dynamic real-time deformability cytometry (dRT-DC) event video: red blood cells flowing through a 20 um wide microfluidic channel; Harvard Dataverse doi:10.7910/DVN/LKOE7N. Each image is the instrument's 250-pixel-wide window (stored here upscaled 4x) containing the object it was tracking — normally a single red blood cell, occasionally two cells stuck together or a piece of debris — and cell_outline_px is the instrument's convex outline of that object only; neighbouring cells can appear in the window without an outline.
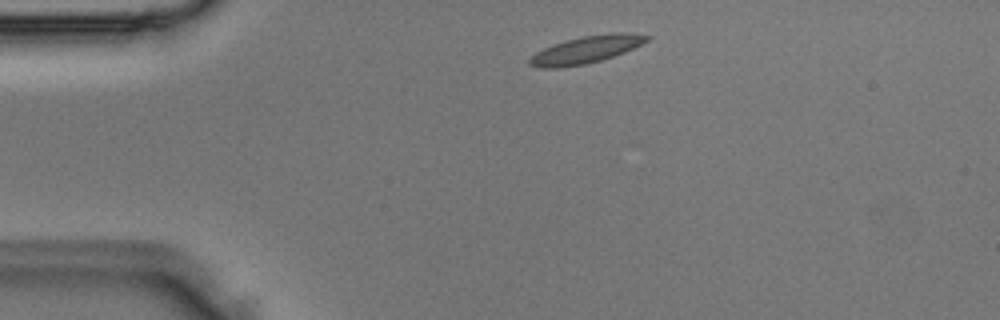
{"species": "Egyptian fruit bat (a non-hibernating species)", "species_latin": "Rousettus aegyptiacus", "temperature_condition": "room temperature", "stored_images_in_passage": 2, "camera_frame_rate_fps": 3000, "um_per_image_px": 0.085, "animal": {"sex": "male"}, "frame": {"image": 1, "passage_image": 1, "time_ms": 0.0, "image_size_px": [1000, 320], "cell_outline_px": [[652, 36], [648, 40], [624, 52], [600, 60], [584, 64], [560, 68], [540, 68], [528, 64], [528, 60], [536, 52], [552, 44], [564, 40], [584, 36], [612, 32], [628, 32]], "centroid_in_image_um": [49.8, 4.21], "position_along_channel_um": 35.2, "area_um2": 18.55}}